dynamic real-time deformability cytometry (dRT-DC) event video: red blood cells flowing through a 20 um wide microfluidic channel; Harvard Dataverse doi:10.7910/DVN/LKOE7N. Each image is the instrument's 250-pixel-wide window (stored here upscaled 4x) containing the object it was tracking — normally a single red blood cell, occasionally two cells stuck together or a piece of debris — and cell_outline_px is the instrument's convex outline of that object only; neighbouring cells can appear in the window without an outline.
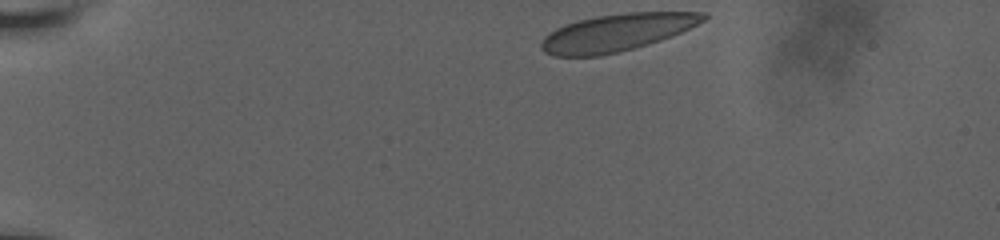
{"species": "human", "species_latin": "Homo sapiens", "temperature_condition": "room temperature", "stored_images_in_passage": 39, "camera_frame_rate_fps": 3000, "um_per_image_px": 0.085, "donor": {"sex": "male"}, "frame": {"image": 1, "passage_image": 1, "time_ms": 0.0, "image_size_px": [1000, 240], "cell_outline_px": [[708, 16], [704, 20], [672, 36], [648, 44], [600, 56], [556, 56], [544, 52], [540, 48], [540, 44], [544, 36], [548, 32], [564, 24], [596, 16], [628, 12], [708, 12]], "centroid_in_image_um": [52.39, 2.76], "position_along_channel_um": 32.6, "area_um2": 35.03}}
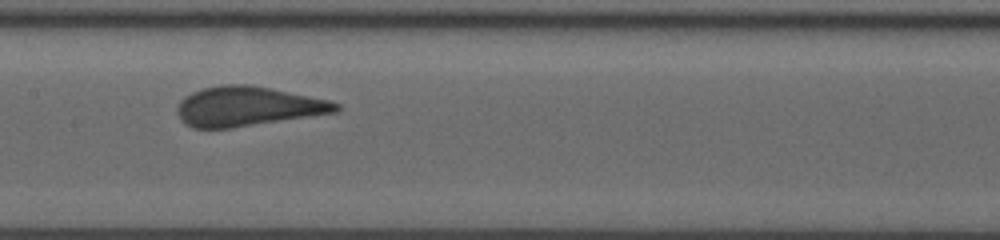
{"frame": {"image": 2, "passage_image": 22, "time_ms": 6.333, "image_size_px": [1000, 240], "cell_outline_px": [[340, 108], [336, 112], [232, 128], [192, 128], [184, 124], [180, 120], [176, 112], [176, 108], [180, 100], [184, 96], [192, 92], [204, 88], [224, 84], [248, 84], [272, 88], [328, 100], [340, 104]], "centroid_in_image_um": [20.99, 9.04], "position_along_channel_um": 186.4, "area_um2": 36.65}}
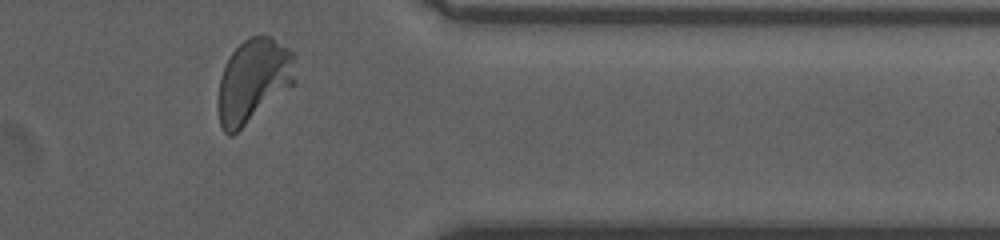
{"frame": {"image": 3, "passage_image": 37, "time_ms": 12.0, "image_size_px": [1000, 240], "cell_outline_px": [[292, 84], [232, 136], [228, 136], [224, 132], [220, 124], [220, 76], [232, 52], [244, 40], [252, 36], [272, 36], [288, 48], [292, 52]], "centroid_in_image_um": [21.5, 6.83], "position_along_channel_um": 389.9, "area_um2": 35.95}, "authors_computed_cell_mechanics": {"area_um2": 35.9516, "velocity_mm_per_s": 3.7624, "shape_relaxation_time_tau1_ms": 6.1957, "shape_relaxation_time_tau2_ms": null, "deformation_change_tau1": 0.1637, "deformation_change_tau2": null}}